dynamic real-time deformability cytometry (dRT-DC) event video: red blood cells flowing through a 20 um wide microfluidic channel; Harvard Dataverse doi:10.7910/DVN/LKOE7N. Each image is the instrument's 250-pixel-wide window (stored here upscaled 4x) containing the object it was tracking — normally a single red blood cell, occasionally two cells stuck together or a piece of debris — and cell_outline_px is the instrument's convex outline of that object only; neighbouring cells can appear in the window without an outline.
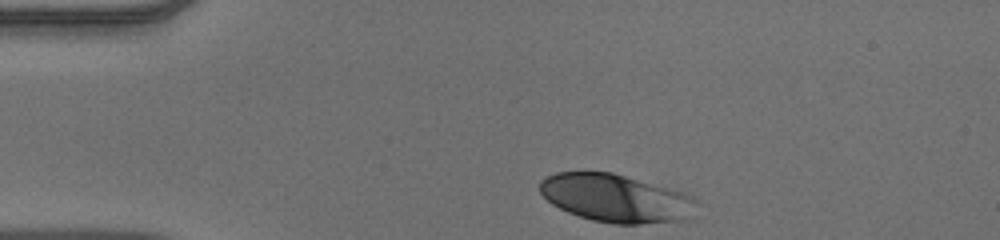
{"species": "human", "species_latin": "Homo sapiens", "temperature_condition": "warm", "stored_images_in_passage": 34, "camera_frame_rate_fps": 3000, "um_per_image_px": 0.085, "donor": {"sex": "male"}, "frame": {"image": 1, "passage_image": 1, "time_ms": 0.0, "image_size_px": [1000, 240], "cell_outline_px": [[696, 200], [684, 220], [640, 224], [612, 224], [592, 220], [568, 212], [552, 204], [540, 192], [540, 180], [556, 172], [612, 172], [684, 192], [692, 196]], "centroid_in_image_um": [52.29, 16.84], "position_along_channel_um": 32.7, "area_um2": 43.29}}
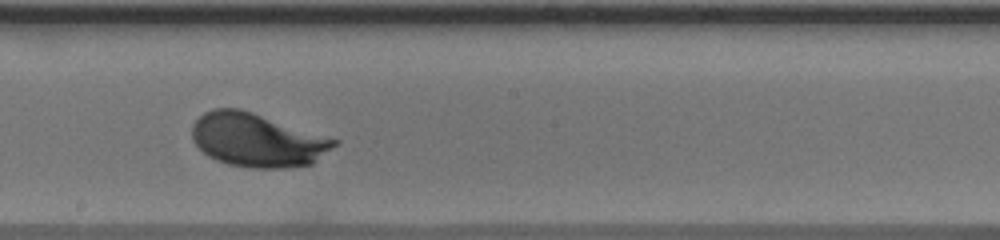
{"frame": {"image": 2, "passage_image": 20, "time_ms": 6.333, "image_size_px": [1000, 240], "cell_outline_px": [[340, 140], [336, 144], [312, 164], [288, 168], [252, 168], [228, 164], [216, 160], [208, 156], [192, 140], [192, 124], [204, 112], [212, 108], [240, 108]], "centroid_in_image_um": [21.85, 11.9], "position_along_channel_um": 226.4, "area_um2": 44.33}}
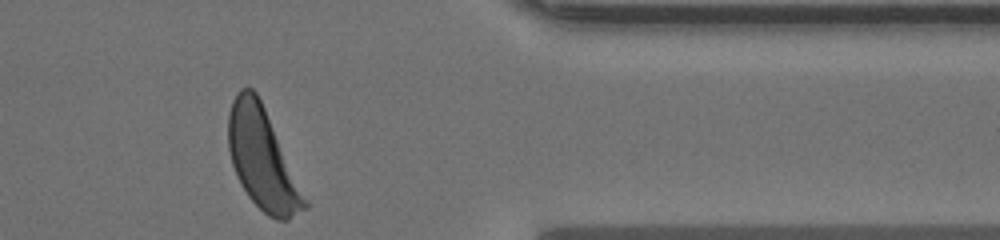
{"frame": {"image": 3, "passage_image": 34, "time_ms": 11.0, "image_size_px": [1000, 240], "cell_outline_px": [[308, 208], [288, 220], [276, 220], [268, 216], [248, 196], [240, 184], [236, 176], [232, 164], [228, 148], [228, 112], [232, 100], [236, 92], [240, 88], [252, 88], [256, 92], [264, 108], [308, 200]], "centroid_in_image_um": [22.29, 13.53], "position_along_channel_um": 389.1, "area_um2": 44.56}, "authors_computed_cell_mechanics": {"area_um2": 43.2922, "velocity_mm_per_s": 3.8745, "shape_relaxation_time_tau1_ms": 1.9231, "shape_relaxation_time_tau2_ms": null, "deformation_change_tau1": 0.1546, "deformation_change_tau2": null}}